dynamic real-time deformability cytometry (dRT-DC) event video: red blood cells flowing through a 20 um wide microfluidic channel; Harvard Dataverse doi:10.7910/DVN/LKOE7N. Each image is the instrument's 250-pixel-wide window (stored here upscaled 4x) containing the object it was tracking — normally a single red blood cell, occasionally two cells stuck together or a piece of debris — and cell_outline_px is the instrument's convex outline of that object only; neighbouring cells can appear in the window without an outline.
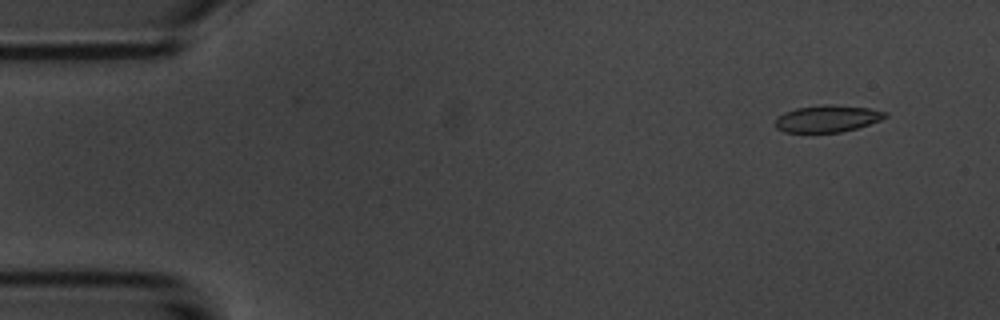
{"species": "common noctule bat (a hibernating species)", "species_latin": "Nyctalus noctula", "temperature_condition": "room temperature", "stored_images_in_passage": 4, "camera_frame_rate_fps": 3000, "um_per_image_px": 0.085, "animal": {"sex": "male", "body_mass_g": 20.1, "forearm_length_mm": 53.5}, "frame": {"image": 1, "passage_image": 1, "time_ms": 0.0, "image_size_px": [1000, 320], "cell_outline_px": [[888, 116], [880, 120], [856, 128], [840, 132], [784, 132], [776, 128], [776, 120], [784, 112], [796, 108], [820, 104], [832, 104], [868, 108], [888, 112]], "centroid_in_image_um": [70.33, 10.07], "position_along_channel_um": 14.7, "area_um2": 17.17}}
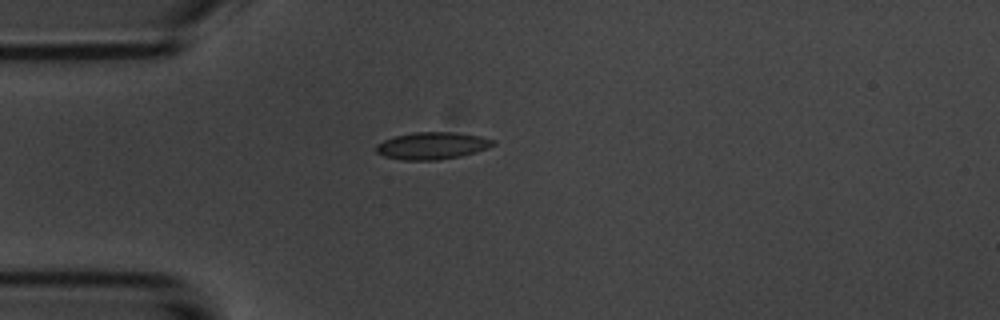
{"frame": {"image": 2, "passage_image": 4, "time_ms": 3.333, "image_size_px": [1000, 320], "cell_outline_px": [[496, 144], [488, 148], [476, 152], [460, 156], [436, 160], [404, 160], [384, 156], [376, 152], [376, 144], [392, 136], [412, 132], [456, 132], [480, 136], [496, 140]], "centroid_in_image_um": [36.74, 12.37], "position_along_channel_um": 48.3, "area_um2": 18.67}}